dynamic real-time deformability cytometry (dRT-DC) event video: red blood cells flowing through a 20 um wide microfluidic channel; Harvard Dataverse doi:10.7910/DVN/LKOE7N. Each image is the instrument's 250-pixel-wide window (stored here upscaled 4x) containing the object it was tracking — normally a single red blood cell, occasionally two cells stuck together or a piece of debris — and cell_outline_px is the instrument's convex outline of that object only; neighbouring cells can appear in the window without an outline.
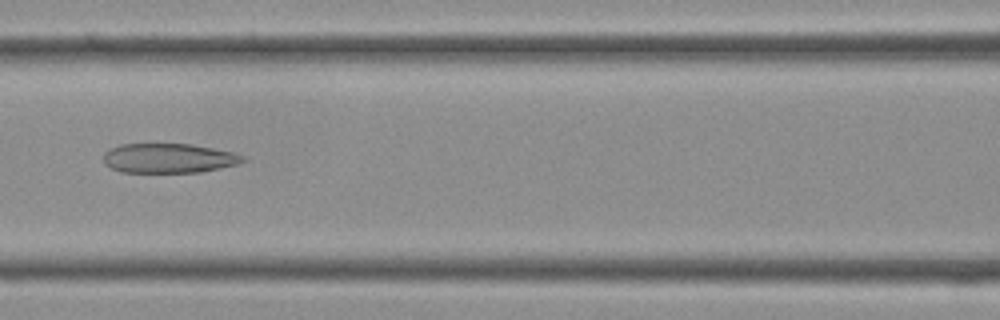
{"species": "Egyptian fruit bat (a non-hibernating species)", "species_latin": "Rousettus aegyptiacus", "temperature_condition": "cold", "stored_images_in_passage": 39, "camera_frame_rate_fps": 3000, "um_per_image_px": 0.085, "frame": {"image": 1, "passage_image": 17, "time_ms": 5.333, "image_size_px": [1000, 320], "cell_outline_px": [[248, 160], [236, 164], [200, 172], [120, 172], [104, 164], [104, 152], [120, 144], [192, 144], [232, 152], [244, 156]], "centroid_in_image_um": [14.33, 13.44], "position_along_channel_um": 152.3, "area_um2": 23.87}}
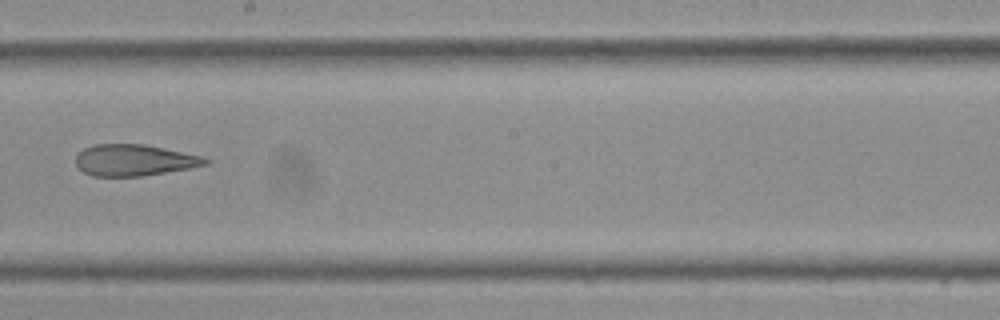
{"frame": {"image": 2, "passage_image": 22, "time_ms": 7.0, "image_size_px": [1000, 320], "cell_outline_px": [[212, 160], [208, 164], [188, 168], [140, 176], [92, 176], [84, 172], [76, 164], [76, 156], [84, 148], [96, 144], [144, 144], [204, 156]], "centroid_in_image_um": [11.43, 13.61], "position_along_channel_um": 236.8, "area_um2": 23.58}}
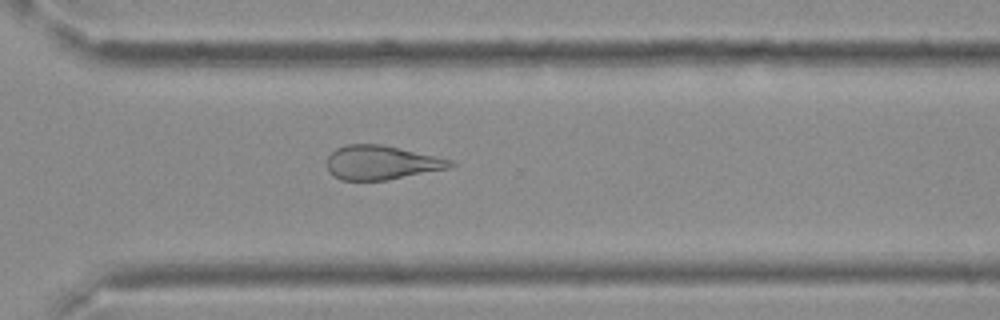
{"frame": {"image": 3, "passage_image": 28, "time_ms": 9.0, "image_size_px": [1000, 320], "cell_outline_px": [[456, 164], [452, 168], [388, 180], [340, 180], [332, 176], [328, 172], [328, 156], [336, 148], [348, 144], [384, 144], [436, 156], [452, 160]], "centroid_in_image_um": [32.45, 13.82], "position_along_channel_um": 338.2, "area_um2": 24.8}}